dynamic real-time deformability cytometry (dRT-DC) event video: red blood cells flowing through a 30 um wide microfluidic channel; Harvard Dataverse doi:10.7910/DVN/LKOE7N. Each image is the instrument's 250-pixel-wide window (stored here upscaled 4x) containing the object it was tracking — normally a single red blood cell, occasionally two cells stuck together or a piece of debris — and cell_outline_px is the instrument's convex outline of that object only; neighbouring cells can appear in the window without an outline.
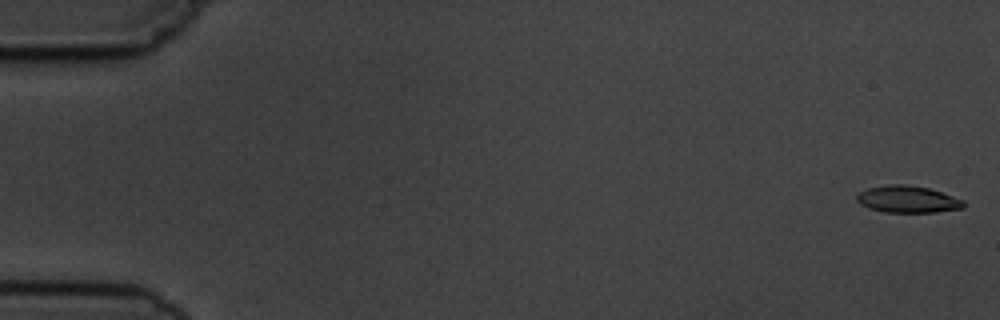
{"species": "common noctule bat (a hibernating species)", "species_latin": "Nyctalus noctula", "temperature_condition": "cold", "stored_images_in_passage": 6, "segment_of_instrument_passage": [1, 2], "camera_frame_rate_fps": 3000, "um_per_image_px": 0.085, "animal": {"sex": "male", "body_mass_g": 19.5, "forearm_length_mm": 54.6}, "frame": {"image": 1, "passage_image": 1, "time_ms": 0.0, "image_size_px": [1000, 320], "cell_outline_px": [[964, 208], [936, 212], [884, 212], [868, 208], [860, 204], [856, 200], [856, 196], [860, 192], [868, 188], [888, 184], [904, 184], [928, 188], [964, 200]], "centroid_in_image_um": [77.13, 16.94], "position_along_channel_um": 7.9, "area_um2": 16.7}}